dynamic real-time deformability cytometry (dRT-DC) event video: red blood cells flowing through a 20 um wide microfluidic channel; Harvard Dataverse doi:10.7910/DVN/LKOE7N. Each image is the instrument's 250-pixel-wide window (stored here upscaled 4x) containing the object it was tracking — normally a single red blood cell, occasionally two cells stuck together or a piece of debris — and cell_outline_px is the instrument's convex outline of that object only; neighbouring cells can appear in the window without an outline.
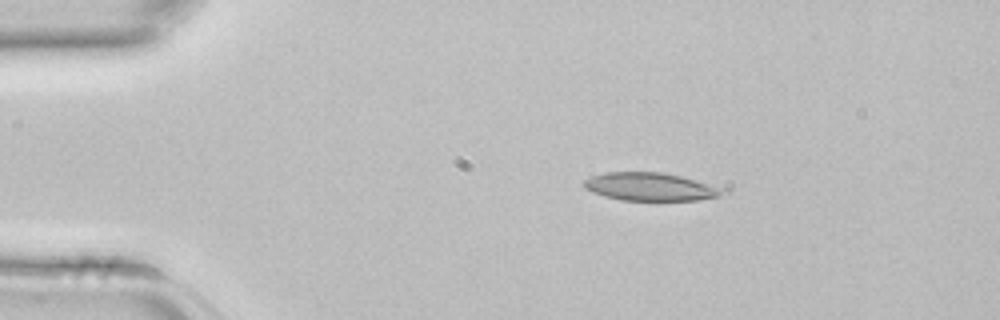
{"species": "common noctule bat (a hibernating species)", "species_latin": "Nyctalus noctula", "temperature_condition": "room temperature", "stored_images_in_passage": 2, "camera_frame_rate_fps": 3000, "um_per_image_px": 0.085, "animal": {"sex": "female", "body_mass_g": 22.7, "forearm_length_mm": 54.2}, "frame": {"image": 1, "passage_image": 1, "time_ms": 0.0, "image_size_px": [1000, 320], "cell_outline_px": [[728, 192], [720, 196], [696, 200], [620, 200], [604, 196], [592, 192], [584, 188], [580, 184], [584, 180], [592, 176], [604, 172], [664, 172], [728, 188]], "centroid_in_image_um": [55.3, 15.87], "position_along_channel_um": 29.7, "area_um2": 23.0}}